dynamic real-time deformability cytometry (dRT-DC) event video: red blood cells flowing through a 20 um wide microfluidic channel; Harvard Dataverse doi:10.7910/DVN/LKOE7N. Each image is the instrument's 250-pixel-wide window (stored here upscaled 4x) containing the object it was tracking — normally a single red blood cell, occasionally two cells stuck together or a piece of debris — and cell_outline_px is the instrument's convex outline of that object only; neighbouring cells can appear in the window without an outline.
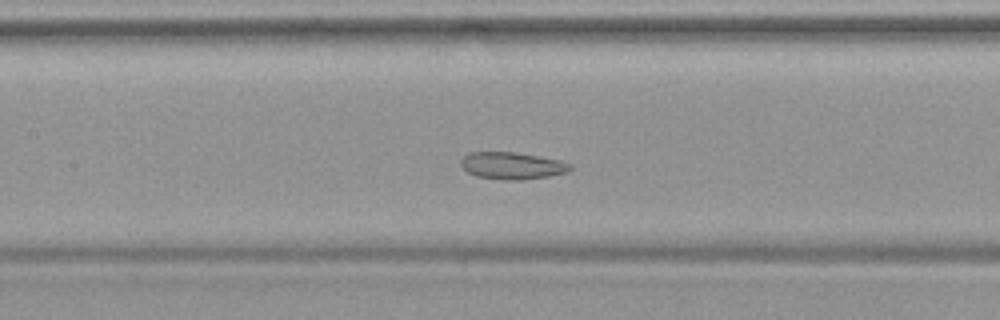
{"species": "common noctule bat (a hibernating species)", "species_latin": "Nyctalus noctula", "temperature_condition": "warm", "stored_images_in_passage": 47, "camera_frame_rate_fps": 3000, "um_per_image_px": 0.085, "animal": {"sex": "female", "body_mass_g": 19.9}, "frame": {"image": 1, "passage_image": 21, "time_ms": 6.667, "image_size_px": [1000, 320], "cell_outline_px": [[572, 168], [568, 172], [548, 176], [520, 180], [504, 180], [476, 176], [468, 172], [460, 164], [460, 160], [468, 152], [516, 152], [560, 160], [572, 164]], "centroid_in_image_um": [43.53, 14.08], "position_along_channel_um": 163.9, "area_um2": 17.28}}
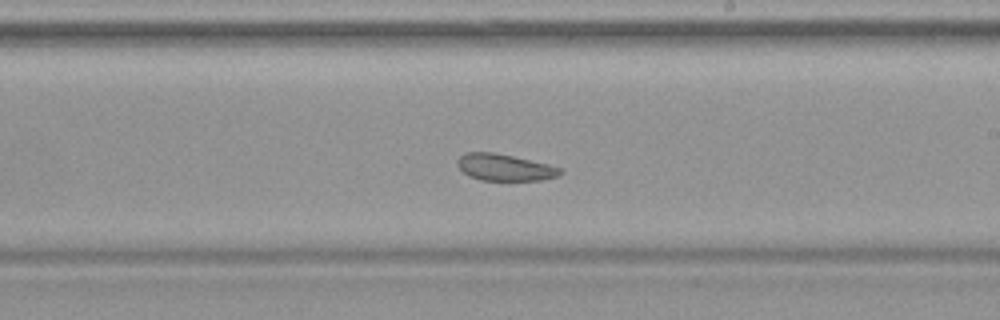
{"frame": {"image": 2, "passage_image": 27, "time_ms": 8.667, "image_size_px": [1000, 320], "cell_outline_px": [[564, 172], [556, 176], [544, 180], [480, 180], [468, 176], [456, 164], [456, 160], [464, 152], [492, 152], [512, 156], [548, 164], [560, 168]], "centroid_in_image_um": [42.87, 14.23], "position_along_channel_um": 246.1, "area_um2": 15.95}}
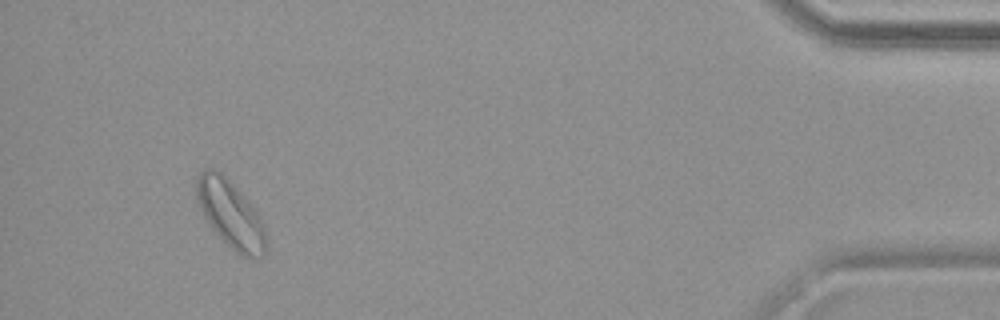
{"frame": {"image": 3, "passage_image": 44, "time_ms": 14.333, "image_size_px": [1000, 320], "cell_outline_px": [[264, 252], [260, 256], [240, 256], [212, 228], [204, 216], [196, 196], [196, 176], [204, 168], [212, 168], [220, 172], [248, 200], [256, 212], [264, 228]], "centroid_in_image_um": [19.53, 18.14], "position_along_channel_um": 415.7, "area_um2": 26.3}}